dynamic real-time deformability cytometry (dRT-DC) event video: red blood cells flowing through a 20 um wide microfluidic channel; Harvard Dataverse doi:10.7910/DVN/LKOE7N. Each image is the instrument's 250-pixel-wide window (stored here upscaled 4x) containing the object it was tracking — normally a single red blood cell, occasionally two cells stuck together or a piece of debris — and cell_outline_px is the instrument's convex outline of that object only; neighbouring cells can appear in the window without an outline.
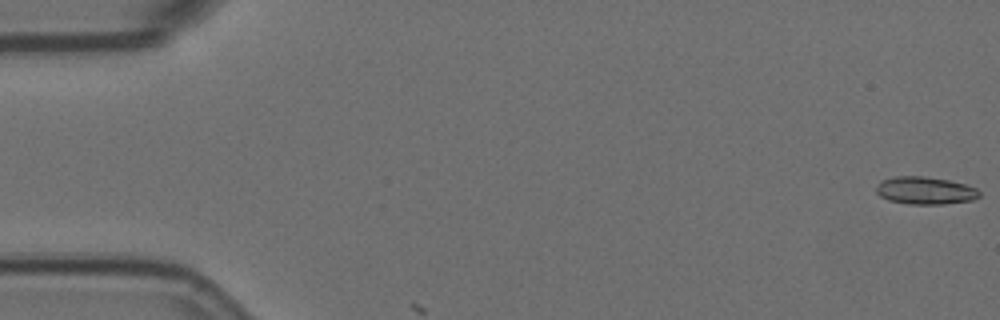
{"species": "Egyptian fruit bat (a non-hibernating species)", "species_latin": "Rousettus aegyptiacus", "temperature_condition": "room temperature", "stored_images_in_passage": 2, "camera_frame_rate_fps": 3000, "um_per_image_px": 0.085, "animal": {"sex": "female"}, "frame": {"image": 1, "passage_image": 1, "time_ms": 0.0, "image_size_px": [1000, 320], "cell_outline_px": [[980, 196], [972, 200], [944, 204], [908, 204], [888, 200], [880, 196], [876, 192], [876, 188], [880, 180], [896, 176], [924, 176], [948, 180], [964, 184], [976, 188], [980, 192]], "centroid_in_image_um": [78.62, 16.19], "position_along_channel_um": 6.4, "area_um2": 16.59}}